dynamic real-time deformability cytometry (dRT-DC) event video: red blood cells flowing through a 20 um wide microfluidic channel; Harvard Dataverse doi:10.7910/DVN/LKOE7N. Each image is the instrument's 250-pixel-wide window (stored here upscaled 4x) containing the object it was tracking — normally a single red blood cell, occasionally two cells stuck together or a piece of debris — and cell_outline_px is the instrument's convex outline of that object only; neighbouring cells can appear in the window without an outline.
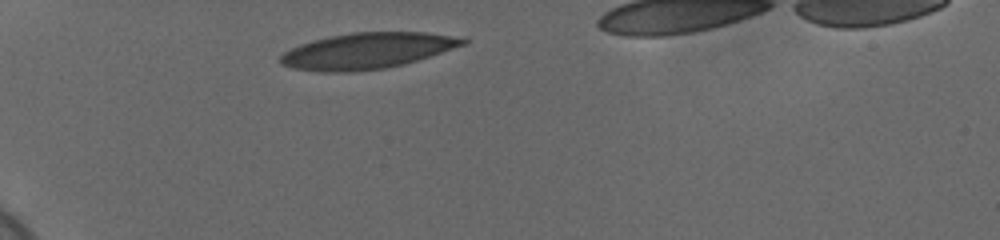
{"species": "human", "species_latin": "Homo sapiens", "temperature_condition": "cold", "stored_images_in_passage": 12, "camera_frame_rate_fps": 3000, "um_per_image_px": 0.085, "donor": {"sex": "female"}, "frame": {"image": 1, "passage_image": 1, "time_ms": 0.0, "image_size_px": [1000, 240], "cell_outline_px": [[468, 44], [404, 64], [384, 68], [356, 72], [316, 72], [292, 68], [280, 64], [280, 56], [284, 52], [300, 44], [332, 36], [352, 32], [428, 32], [464, 36], [468, 40]], "centroid_in_image_um": [31.27, 4.32], "position_along_channel_um": 53.7, "area_um2": 38.55}}
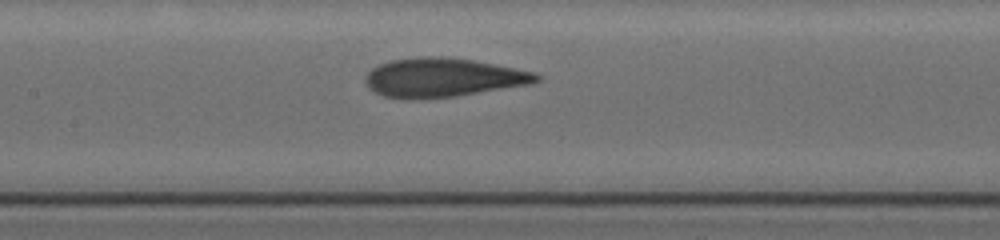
{"frame": {"image": 2, "passage_image": 6, "time_ms": 1.667, "image_size_px": [1000, 240], "cell_outline_px": [[540, 80], [532, 84], [456, 96], [404, 100], [384, 96], [368, 88], [364, 84], [364, 76], [372, 68], [380, 64], [392, 60], [428, 56], [440, 56], [472, 60], [536, 72], [540, 76]], "centroid_in_image_um": [37.63, 6.6], "position_along_channel_um": 169.8, "area_um2": 38.9}}
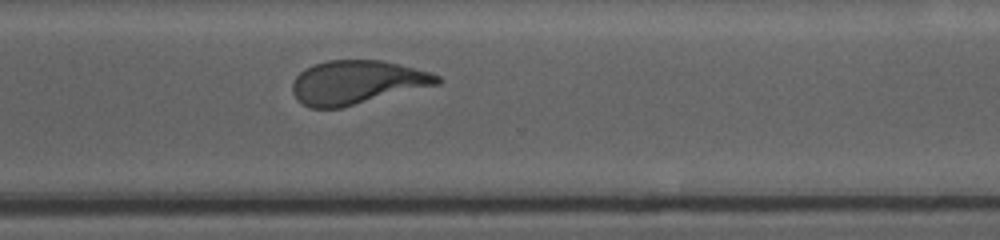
{"frame": {"image": 3, "passage_image": 12, "time_ms": 3.667, "image_size_px": [1000, 240], "cell_outline_px": [[444, 80], [440, 84], [340, 108], [312, 108], [304, 104], [292, 92], [292, 84], [296, 76], [304, 68], [328, 60], [384, 60], [428, 72], [440, 76]], "centroid_in_image_um": [30.36, 6.99], "position_along_channel_um": 340.2, "area_um2": 36.7}}